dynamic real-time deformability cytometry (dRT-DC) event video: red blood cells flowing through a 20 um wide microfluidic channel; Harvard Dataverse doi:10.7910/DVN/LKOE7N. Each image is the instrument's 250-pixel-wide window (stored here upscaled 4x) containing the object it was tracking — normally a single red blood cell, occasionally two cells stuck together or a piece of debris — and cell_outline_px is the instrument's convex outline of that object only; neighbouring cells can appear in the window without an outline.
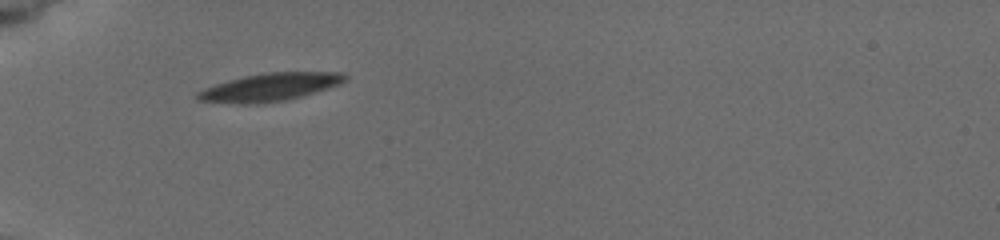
{"species": "common noctule bat (a hibernating species)", "species_latin": "Nyctalus noctula", "temperature_condition": "cold", "stored_images_in_passage": 2, "camera_frame_rate_fps": 3000, "um_per_image_px": 0.085, "animal": {"sex": "female", "body_mass_g": 19.5, "forearm_length_mm": 54.1}, "frame": {"image": 1, "passage_image": 1, "time_ms": 0.0, "image_size_px": [1000, 240], "cell_outline_px": [[348, 80], [340, 84], [328, 88], [300, 96], [284, 100], [256, 104], [240, 104], [196, 100], [196, 92], [204, 88], [216, 84], [244, 76], [268, 72], [340, 72], [348, 76]], "centroid_in_image_um": [22.94, 7.4], "position_along_channel_um": 62.1, "area_um2": 23.81}}